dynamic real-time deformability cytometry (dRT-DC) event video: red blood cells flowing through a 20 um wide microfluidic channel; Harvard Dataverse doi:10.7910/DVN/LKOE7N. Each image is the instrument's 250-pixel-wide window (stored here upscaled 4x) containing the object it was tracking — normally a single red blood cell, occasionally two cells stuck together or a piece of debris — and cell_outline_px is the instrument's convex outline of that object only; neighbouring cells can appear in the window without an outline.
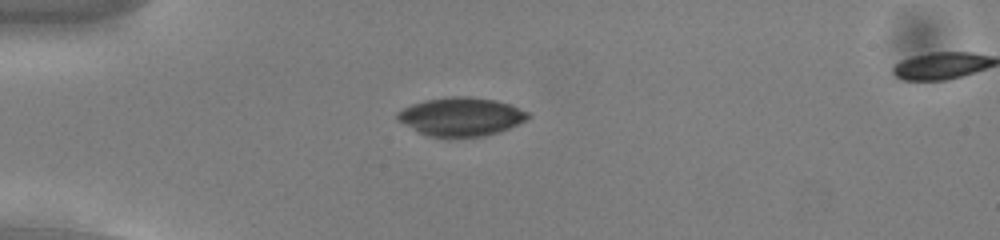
{"species": "common noctule bat (a hibernating species)", "species_latin": "Nyctalus noctula", "temperature_condition": "cold", "stored_images_in_passage": 55, "camera_frame_rate_fps": 3000, "um_per_image_px": 0.085, "animal": {"sex": "male", "body_mass_g": 13.0, "forearm_length_mm": 53.1}, "frame": {"image": 1, "passage_image": 15, "time_ms": 4.667, "image_size_px": [1000, 240], "cell_outline_px": [[532, 116], [508, 128], [484, 136], [428, 136], [396, 120], [396, 112], [412, 104], [424, 100], [452, 96], [464, 96], [496, 100], [508, 104], [528, 112]], "centroid_in_image_um": [39.15, 9.9], "position_along_channel_um": 45.8, "area_um2": 28.78}}
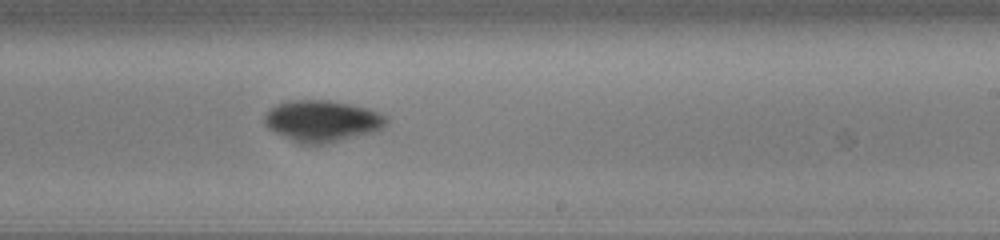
{"frame": {"image": 2, "passage_image": 34, "time_ms": 11.0, "image_size_px": [1000, 240], "cell_outline_px": [[388, 124], [376, 132], [324, 144], [300, 144], [268, 128], [264, 124], [264, 116], [276, 104], [296, 100], [328, 100], [352, 104], [368, 108], [388, 116]], "centroid_in_image_um": [27.44, 10.28], "position_along_channel_um": 261.6, "area_um2": 29.48}}
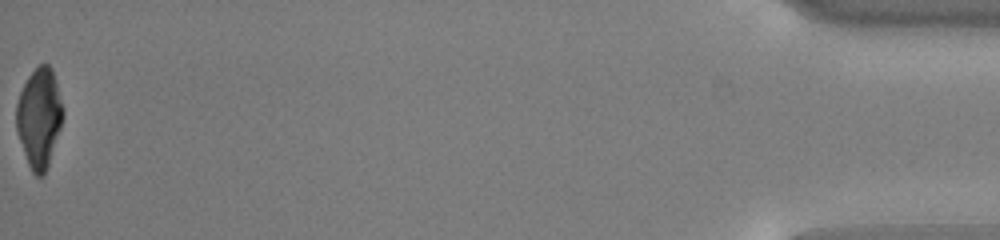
{"frame": {"image": 3, "passage_image": 55, "time_ms": 18.0, "image_size_px": [1000, 240], "cell_outline_px": [[64, 116], [44, 176], [36, 176], [32, 172], [28, 164], [16, 132], [16, 104], [20, 92], [28, 76], [40, 64], [48, 64], [52, 68], [56, 80], [64, 108]], "centroid_in_image_um": [3.33, 10.0], "position_along_channel_um": 431.9, "area_um2": 27.05}, "authors_computed_cell_mechanics": {"area_um2": 28.611, "velocity_mm_per_s": 3.8046, "shape_relaxation_time_tau1_ms": 4.0787, "shape_relaxation_time_tau2_ms": null, "deformation_change_tau1": 0.1349, "deformation_change_tau2": null}}